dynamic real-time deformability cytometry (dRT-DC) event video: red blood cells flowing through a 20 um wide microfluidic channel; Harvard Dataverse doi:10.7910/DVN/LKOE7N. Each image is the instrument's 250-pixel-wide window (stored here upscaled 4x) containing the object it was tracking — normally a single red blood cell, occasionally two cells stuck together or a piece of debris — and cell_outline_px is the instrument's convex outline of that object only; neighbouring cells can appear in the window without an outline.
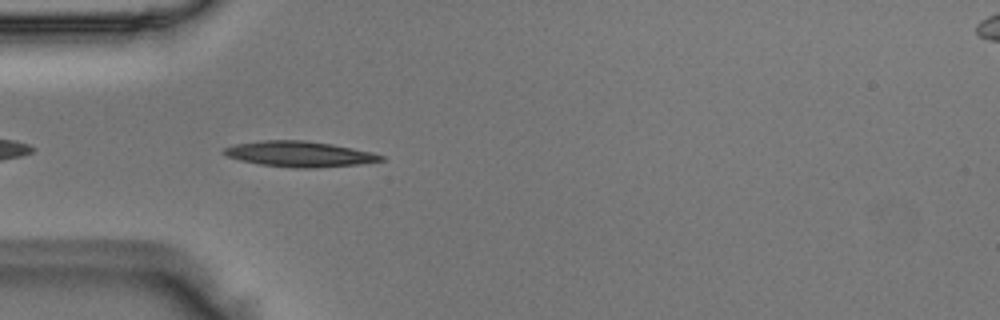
{"species": "Egyptian fruit bat (a non-hibernating species)", "species_latin": "Rousettus aegyptiacus", "temperature_condition": "room temperature", "stored_images_in_passage": 39, "camera_frame_rate_fps": 3000, "um_per_image_px": 0.085, "animal": {"sex": "male"}, "frame": {"image": 1, "passage_image": 3, "time_ms": 0.667, "image_size_px": [1000, 320], "cell_outline_px": [[384, 160], [360, 164], [316, 168], [296, 168], [260, 164], [240, 160], [228, 156], [220, 152], [224, 148], [236, 144], [264, 140], [304, 140], [332, 144], [372, 152], [384, 156]], "centroid_in_image_um": [25.46, 13.09], "position_along_channel_um": 59.5, "area_um2": 23.29}}
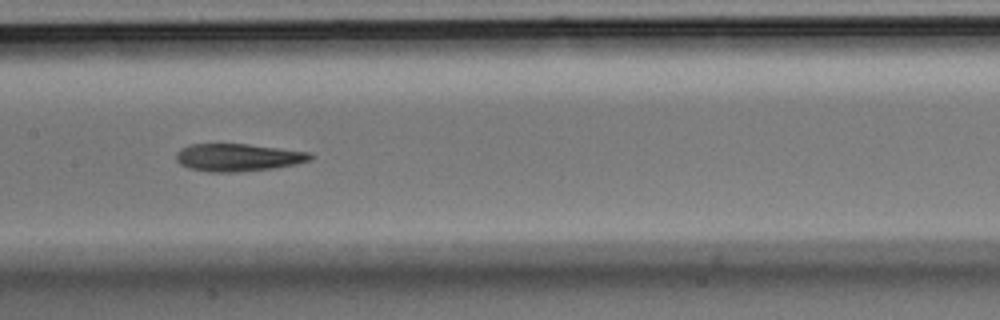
{"frame": {"image": 2, "passage_image": 13, "time_ms": 4.0, "image_size_px": [1000, 320], "cell_outline_px": [[312, 160], [296, 164], [272, 168], [236, 172], [208, 172], [188, 168], [180, 164], [176, 160], [176, 152], [180, 148], [192, 144], [248, 144], [312, 152]], "centroid_in_image_um": [20.22, 13.38], "position_along_channel_um": 187.2, "area_um2": 21.68}}
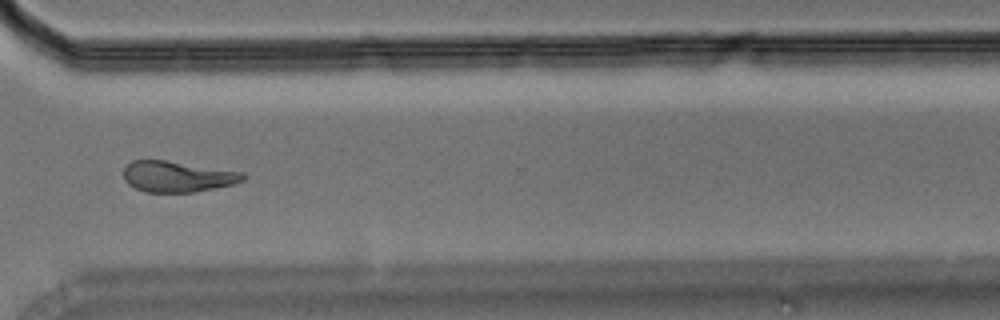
{"frame": {"image": 3, "passage_image": 26, "time_ms": 8.333, "image_size_px": [1000, 320], "cell_outline_px": [[248, 176], [244, 180], [232, 184], [192, 192], [144, 192], [128, 184], [124, 180], [124, 168], [132, 160], [164, 160], [244, 172]], "centroid_in_image_um": [15.07, 15.0], "position_along_channel_um": 355.5, "area_um2": 21.39}}